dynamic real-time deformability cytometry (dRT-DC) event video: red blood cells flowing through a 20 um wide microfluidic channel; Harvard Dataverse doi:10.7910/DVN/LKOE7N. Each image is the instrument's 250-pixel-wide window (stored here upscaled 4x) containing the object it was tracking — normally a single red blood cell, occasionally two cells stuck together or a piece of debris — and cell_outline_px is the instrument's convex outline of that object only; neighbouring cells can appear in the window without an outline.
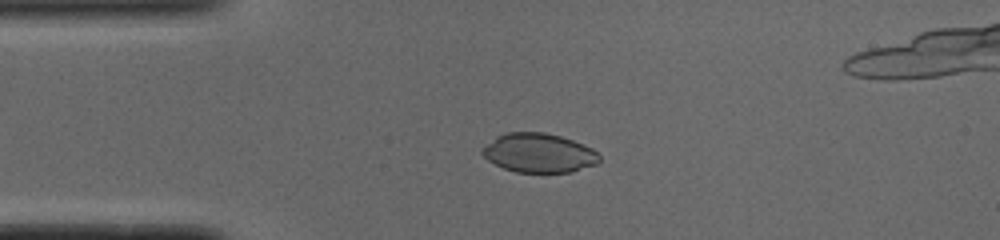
{"species": "common noctule bat (a hibernating species)", "species_latin": "Nyctalus noctula", "temperature_condition": "cold", "stored_images_in_passage": 44, "camera_frame_rate_fps": 3000, "um_per_image_px": 0.085, "animal": {"sex": "male", "body_mass_g": 19.0, "forearm_length_mm": 50.8}, "frame": {"image": 1, "passage_image": 11, "time_ms": 3.333, "image_size_px": [1000, 240], "cell_outline_px": [[600, 160], [596, 164], [572, 172], [516, 172], [504, 168], [488, 160], [480, 152], [496, 136], [508, 132], [544, 132], [560, 136], [572, 140], [592, 148], [600, 156]], "centroid_in_image_um": [45.82, 13.0], "position_along_channel_um": 39.2, "area_um2": 26.47}}
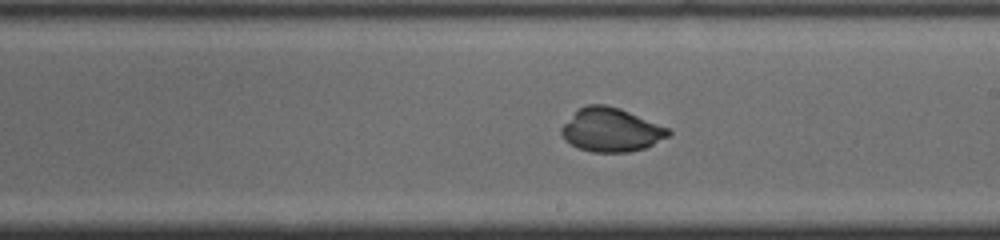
{"frame": {"image": 2, "passage_image": 28, "time_ms": 9.0, "image_size_px": [1000, 240], "cell_outline_px": [[672, 132], [668, 136], [644, 148], [628, 152], [592, 152], [576, 148], [564, 140], [560, 132], [560, 128], [580, 108], [588, 104], [604, 104], [620, 108], [668, 128]], "centroid_in_image_um": [51.91, 11.05], "position_along_channel_um": 237.1, "area_um2": 26.99}}
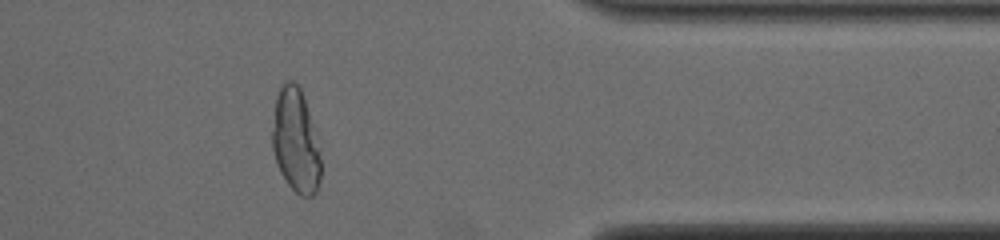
{"frame": {"image": 3, "passage_image": 41, "time_ms": 13.333, "image_size_px": [1000, 240], "cell_outline_px": [[320, 180], [316, 192], [312, 196], [300, 196], [288, 184], [280, 172], [272, 148], [272, 132], [276, 96], [280, 88], [288, 80], [292, 80], [300, 88], [304, 100], [320, 152]], "centroid_in_image_um": [25.12, 12.02], "position_along_channel_um": 386.3, "area_um2": 28.73}, "authors_computed_cell_mechanics": {"area_um2": 27.2238, "velocity_mm_per_s": 3.8883, "shape_relaxation_time_tau1_ms": 9.318, "shape_relaxation_time_tau2_ms": 3.7808, "deformation_change_tau1": 0.3111, "deformation_change_tau2": 0.042}}